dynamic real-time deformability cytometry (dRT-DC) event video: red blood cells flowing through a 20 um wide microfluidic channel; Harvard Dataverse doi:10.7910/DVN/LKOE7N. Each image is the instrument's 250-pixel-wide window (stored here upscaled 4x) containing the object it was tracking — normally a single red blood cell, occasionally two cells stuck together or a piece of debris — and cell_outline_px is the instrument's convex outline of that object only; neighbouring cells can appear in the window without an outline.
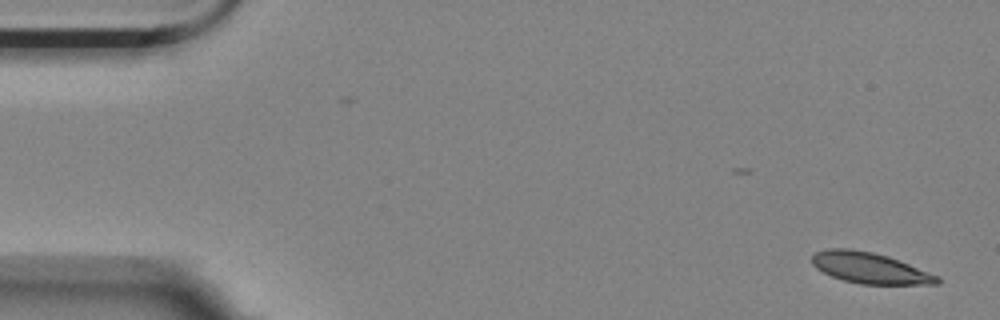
{"species": "Egyptian fruit bat (a non-hibernating species)", "species_latin": "Rousettus aegyptiacus", "temperature_condition": "room temperature", "stored_images_in_passage": 6, "camera_frame_rate_fps": 3000, "um_per_image_px": 0.085, "animal": {"sex": "female"}, "frame": {"image": 1, "passage_image": 1, "time_ms": 0.0, "image_size_px": [1000, 320], "cell_outline_px": [[940, 284], [860, 284], [844, 280], [832, 276], [816, 268], [812, 264], [812, 256], [816, 252], [828, 248], [848, 248], [872, 252], [888, 256], [940, 276]], "centroid_in_image_um": [73.94, 22.77], "position_along_channel_um": 11.1, "area_um2": 22.48}}